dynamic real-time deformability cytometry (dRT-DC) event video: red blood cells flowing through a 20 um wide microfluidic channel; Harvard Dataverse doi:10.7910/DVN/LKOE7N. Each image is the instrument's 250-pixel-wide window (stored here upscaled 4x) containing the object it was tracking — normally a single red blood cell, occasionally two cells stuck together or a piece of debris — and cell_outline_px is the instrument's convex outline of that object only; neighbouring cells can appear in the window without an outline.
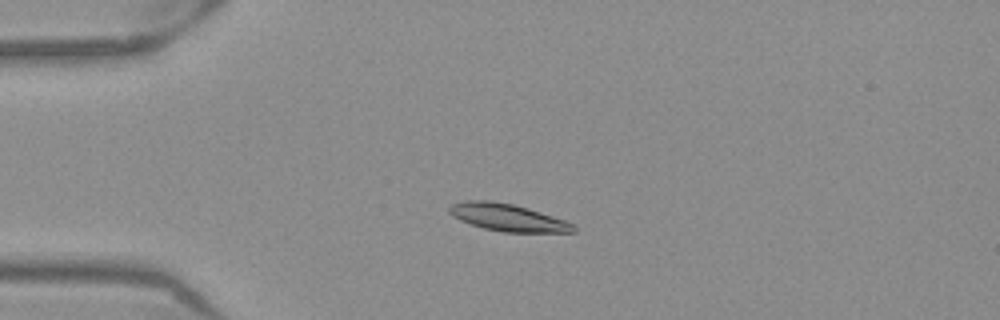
{"species": "Egyptian fruit bat (a non-hibernating species)", "species_latin": "Rousettus aegyptiacus", "temperature_condition": "warm", "stored_images_in_passage": 42, "camera_frame_rate_fps": 3000, "um_per_image_px": 0.085, "frame": {"image": 1, "passage_image": 2, "time_ms": 0.333, "image_size_px": [1000, 320], "cell_outline_px": [[576, 232], [504, 232], [484, 228], [460, 220], [452, 216], [448, 212], [448, 208], [452, 204], [464, 200], [492, 200], [512, 204], [528, 208], [564, 220], [572, 224], [576, 228]], "centroid_in_image_um": [43.12, 18.47], "position_along_channel_um": 41.9, "area_um2": 19.59}}
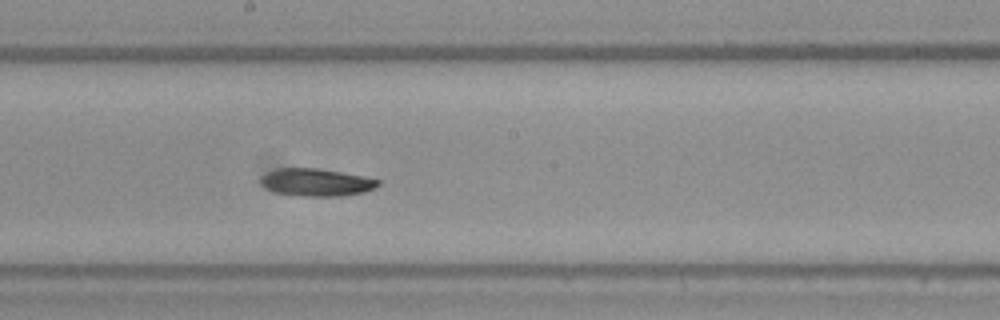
{"frame": {"image": 2, "passage_image": 18, "time_ms": 5.667, "image_size_px": [1000, 320], "cell_outline_px": [[380, 184], [376, 188], [364, 192], [340, 196], [304, 196], [276, 192], [264, 188], [260, 184], [260, 176], [268, 172], [280, 168], [320, 168], [364, 176], [380, 180]], "centroid_in_image_um": [26.89, 15.49], "position_along_channel_um": 221.3, "area_um2": 18.96}}
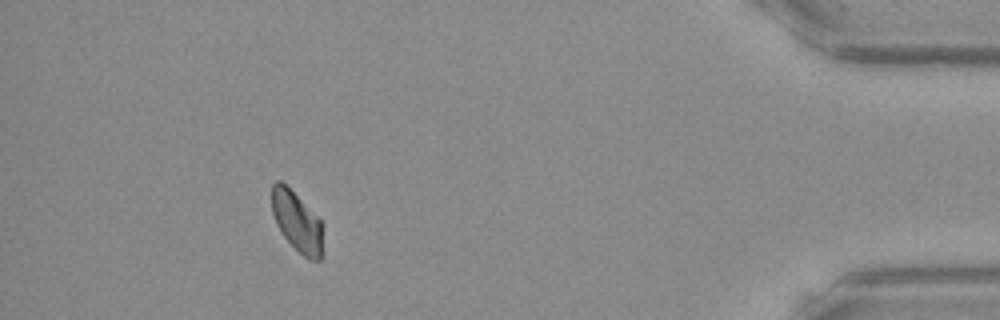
{"frame": {"image": 3, "passage_image": 37, "time_ms": 12.0, "image_size_px": [1000, 320], "cell_outline_px": [[324, 252], [320, 260], [308, 260], [284, 236], [276, 224], [272, 212], [272, 184], [276, 180], [280, 180], [320, 220]], "centroid_in_image_um": [25.25, 18.88], "position_along_channel_um": 410.0, "area_um2": 17.46}, "authors_computed_cell_mechanics": {"area_um2": 18.6405, "velocity_mm_per_s": 3.863, "shape_relaxation_time_tau1_ms": 3.6674, "shape_relaxation_time_tau2_ms": null, "deformation_change_tau1": 0.1044, "deformation_change_tau2": null}}